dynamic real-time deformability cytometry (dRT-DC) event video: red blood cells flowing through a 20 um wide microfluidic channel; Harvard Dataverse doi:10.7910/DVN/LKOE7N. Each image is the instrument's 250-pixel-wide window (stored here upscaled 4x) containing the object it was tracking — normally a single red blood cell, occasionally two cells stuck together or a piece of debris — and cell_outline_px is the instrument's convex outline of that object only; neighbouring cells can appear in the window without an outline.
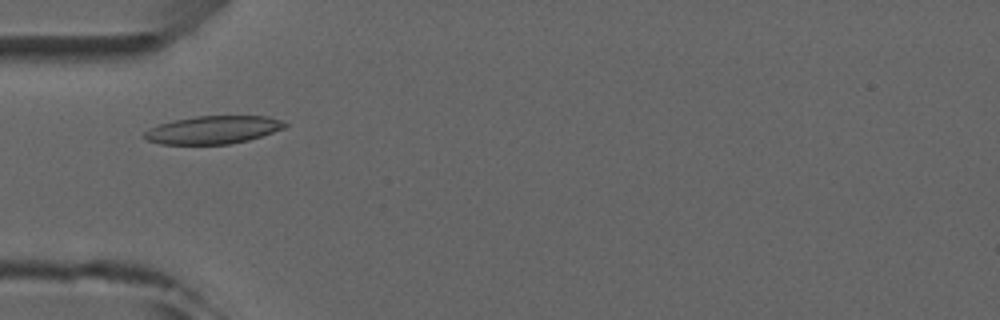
{"species": "common noctule bat (a hibernating species)", "species_latin": "Nyctalus noctula", "temperature_condition": "room temperature", "stored_images_in_passage": 4, "camera_frame_rate_fps": 3000, "um_per_image_px": 0.085, "animal": {"sex": "male", "forearm_length_mm": 52.5}, "frame": {"image": 1, "passage_image": 3, "time_ms": 3.0, "image_size_px": [1000, 320], "cell_outline_px": [[288, 124], [284, 128], [248, 140], [228, 144], [160, 144], [144, 140], [144, 132], [148, 128], [172, 120], [196, 116], [268, 116], [280, 120]], "centroid_in_image_um": [18.06, 11.03], "position_along_channel_um": 66.9, "area_um2": 22.83}}
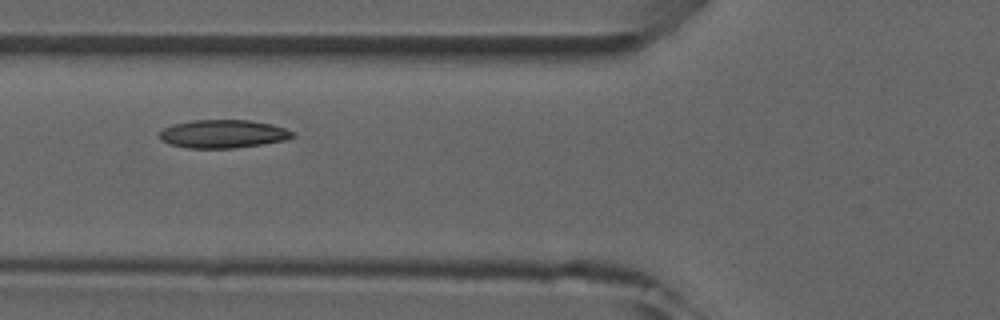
{"frame": {"image": 2, "passage_image": 4, "time_ms": 4.0, "image_size_px": [1000, 320], "cell_outline_px": [[296, 136], [284, 140], [264, 144], [236, 148], [188, 148], [168, 144], [160, 140], [160, 132], [164, 128], [172, 124], [192, 120], [248, 120], [272, 124], [296, 132]], "centroid_in_image_um": [18.97, 11.38], "position_along_channel_um": 106.8, "area_um2": 22.08}}